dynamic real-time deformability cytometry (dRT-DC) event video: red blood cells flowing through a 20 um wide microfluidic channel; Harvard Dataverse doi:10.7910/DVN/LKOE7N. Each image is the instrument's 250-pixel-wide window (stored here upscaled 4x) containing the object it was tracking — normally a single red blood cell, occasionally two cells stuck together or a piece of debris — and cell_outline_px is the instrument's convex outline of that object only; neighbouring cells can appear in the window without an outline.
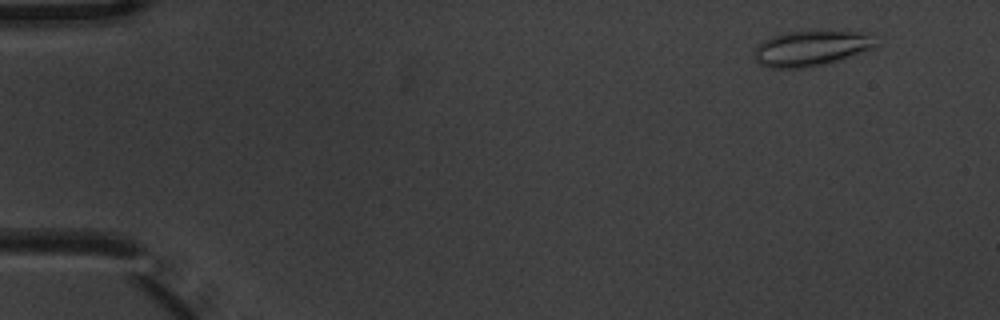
{"species": "common noctule bat (a hibernating species)", "species_latin": "Nyctalus noctula", "temperature_condition": "warm", "stored_images_in_passage": 5, "camera_frame_rate_fps": 3000, "um_per_image_px": 0.085, "animal": {"sex": "male", "body_mass_g": 20.1, "forearm_length_mm": 53.5}, "frame": {"image": 1, "passage_image": 2, "time_ms": 0.333, "image_size_px": [1000, 320], "cell_outline_px": [[876, 44], [872, 48], [824, 64], [800, 68], [764, 68], [756, 60], [752, 52], [756, 44], [772, 36], [784, 32], [872, 32]], "centroid_in_image_um": [68.86, 4.11], "position_along_channel_um": 16.1, "area_um2": 24.8}}